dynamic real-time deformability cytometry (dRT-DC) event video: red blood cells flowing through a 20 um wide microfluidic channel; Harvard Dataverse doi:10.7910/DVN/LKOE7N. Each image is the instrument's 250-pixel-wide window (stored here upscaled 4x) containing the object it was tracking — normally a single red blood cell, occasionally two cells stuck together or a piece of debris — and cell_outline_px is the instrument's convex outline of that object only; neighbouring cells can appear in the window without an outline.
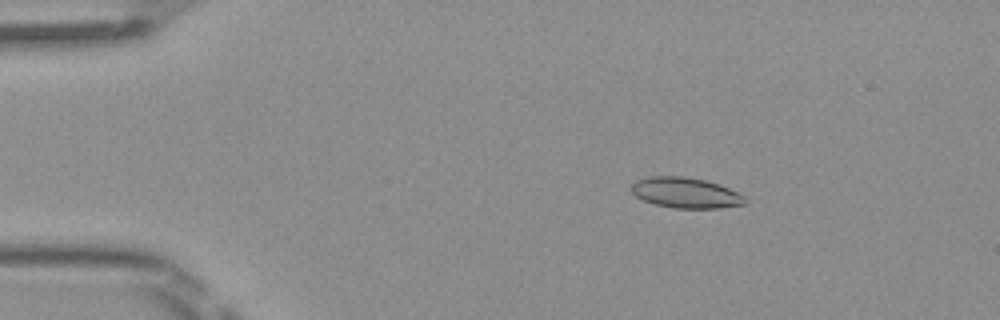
{"species": "Egyptian fruit bat (a non-hibernating species)", "species_latin": "Rousettus aegyptiacus", "temperature_condition": "room temperature", "stored_images_in_passage": 3, "camera_frame_rate_fps": 3000, "um_per_image_px": 0.085, "frame": {"image": 1, "passage_image": 2, "time_ms": 0.333, "image_size_px": [1000, 320], "cell_outline_px": [[744, 204], [720, 208], [672, 208], [656, 204], [644, 200], [636, 196], [628, 188], [636, 180], [648, 176], [684, 176], [704, 180], [720, 184], [744, 196]], "centroid_in_image_um": [58.23, 16.38], "position_along_channel_um": 26.8, "area_um2": 20.17}}